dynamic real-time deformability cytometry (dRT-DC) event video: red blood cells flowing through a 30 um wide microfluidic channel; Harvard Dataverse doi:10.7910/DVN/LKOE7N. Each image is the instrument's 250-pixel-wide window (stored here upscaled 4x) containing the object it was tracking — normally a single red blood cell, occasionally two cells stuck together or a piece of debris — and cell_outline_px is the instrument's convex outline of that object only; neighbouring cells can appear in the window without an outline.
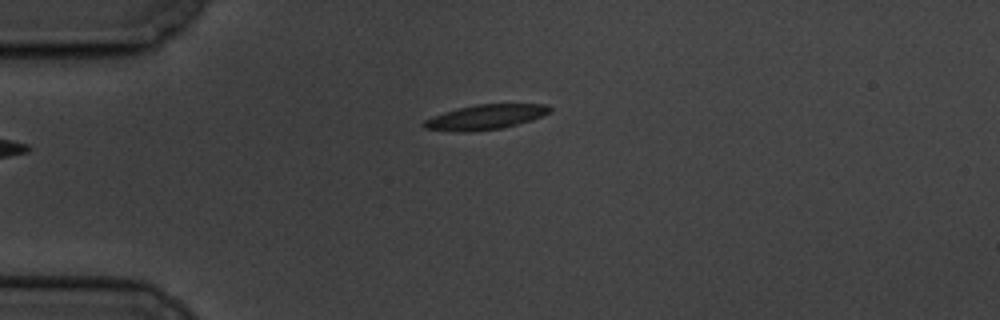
{"species": "common noctule bat (a hibernating species)", "species_latin": "Nyctalus noctula", "temperature_condition": "cold", "stored_images_in_passage": 2, "camera_frame_rate_fps": 3000, "um_per_image_px": 0.085, "animal": {"sex": "male", "body_mass_g": 19.5, "forearm_length_mm": 54.6}, "frame": {"image": 1, "passage_image": 2, "time_ms": 1.333, "image_size_px": [1000, 320], "cell_outline_px": [[552, 108], [548, 112], [532, 120], [500, 128], [468, 132], [460, 132], [424, 128], [420, 124], [424, 120], [432, 116], [456, 108], [476, 104], [548, 104]], "centroid_in_image_um": [41.21, 9.94], "position_along_channel_um": 43.8, "area_um2": 18.15}}